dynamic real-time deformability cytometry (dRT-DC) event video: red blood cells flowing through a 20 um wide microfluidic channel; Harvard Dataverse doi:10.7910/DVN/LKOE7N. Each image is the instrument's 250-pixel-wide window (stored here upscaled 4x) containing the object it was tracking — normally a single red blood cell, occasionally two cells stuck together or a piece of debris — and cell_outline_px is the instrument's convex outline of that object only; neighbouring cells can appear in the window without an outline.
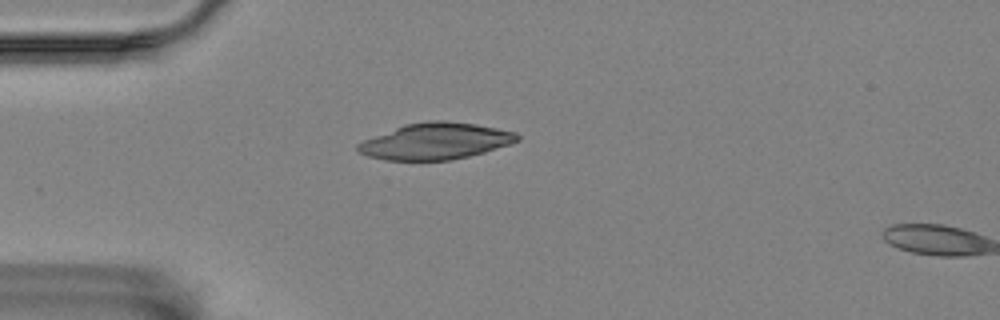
{"species": "Egyptian fruit bat (a non-hibernating species)", "species_latin": "Rousettus aegyptiacus", "temperature_condition": "room temperature", "stored_images_in_passage": 2, "camera_frame_rate_fps": 3000, "um_per_image_px": 0.085, "animal": {"sex": "female"}, "frame": {"image": 1, "passage_image": 1, "time_ms": 0.0, "image_size_px": [1000, 320], "cell_outline_px": [[520, 140], [512, 144], [484, 152], [452, 160], [384, 160], [368, 156], [360, 152], [356, 148], [356, 144], [364, 140], [404, 124], [428, 120], [448, 120], [476, 124], [516, 132], [520, 136]], "centroid_in_image_um": [37.04, 11.99], "position_along_channel_um": 48.0, "area_um2": 33.93}}